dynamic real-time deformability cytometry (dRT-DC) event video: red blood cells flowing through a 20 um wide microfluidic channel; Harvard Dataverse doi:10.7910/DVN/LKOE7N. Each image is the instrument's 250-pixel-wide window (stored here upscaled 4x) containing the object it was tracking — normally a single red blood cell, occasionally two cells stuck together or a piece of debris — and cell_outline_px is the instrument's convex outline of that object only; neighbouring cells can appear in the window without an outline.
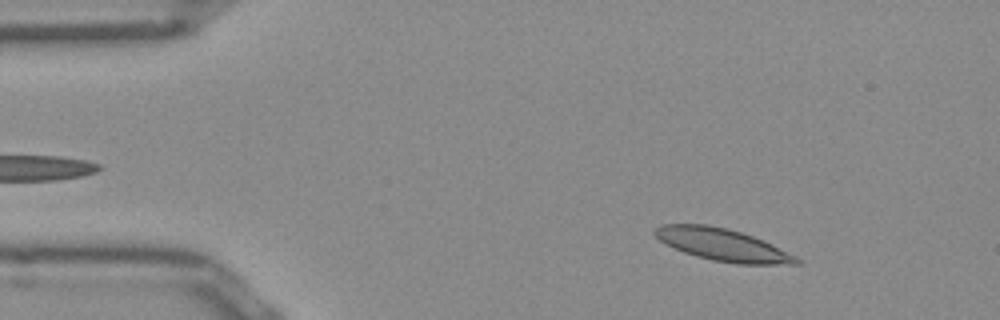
{"species": "Egyptian fruit bat (a non-hibernating species)", "species_latin": "Rousettus aegyptiacus", "temperature_condition": "room temperature", "stored_images_in_passage": 50, "camera_frame_rate_fps": 3000, "um_per_image_px": 0.085, "frame": {"image": 1, "passage_image": 6, "time_ms": 1.667, "image_size_px": [1000, 320], "cell_outline_px": [[804, 264], [736, 264], [712, 260], [696, 256], [684, 252], [660, 240], [652, 232], [652, 228], [660, 224], [708, 224], [728, 228], [764, 240], [796, 256]], "centroid_in_image_um": [61.42, 20.79], "position_along_channel_um": 23.6, "area_um2": 26.65}}
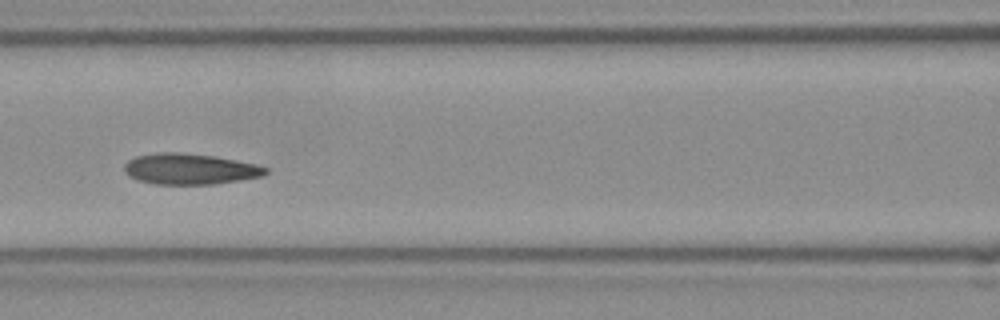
{"frame": {"image": 2, "passage_image": 21, "time_ms": 6.667, "image_size_px": [1000, 320], "cell_outline_px": [[268, 172], [264, 176], [216, 184], [156, 184], [136, 180], [128, 176], [124, 172], [124, 164], [128, 160], [136, 156], [160, 152], [176, 152], [212, 156], [236, 160], [256, 164], [268, 168]], "centroid_in_image_um": [16.13, 14.37], "position_along_channel_um": 150.5, "area_um2": 25.49}}
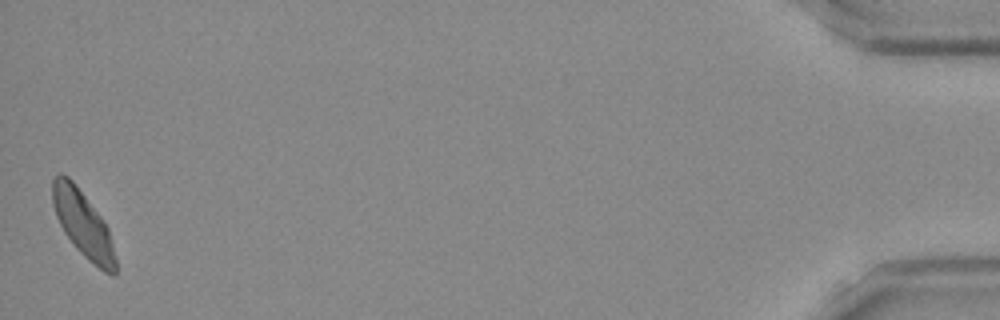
{"frame": {"image": 3, "passage_image": 50, "time_ms": 16.333, "image_size_px": [1000, 320], "cell_outline_px": [[116, 276], [112, 276], [104, 272], [88, 260], [72, 244], [64, 232], [56, 216], [52, 204], [52, 180], [60, 172], [68, 176], [72, 180], [104, 220], [108, 228], [116, 260]], "centroid_in_image_um": [7.05, 19.06], "position_along_channel_um": 428.1, "area_um2": 24.28}, "authors_computed_cell_mechanics": {"area_um2": 25.0563, "velocity_mm_per_s": 3.8919, "shape_relaxation_time_tau1_ms": 5.1923, "shape_relaxation_time_tau2_ms": 5.7387, "deformation_change_tau1": 0.1368, "deformation_change_tau2": 0.0831}}